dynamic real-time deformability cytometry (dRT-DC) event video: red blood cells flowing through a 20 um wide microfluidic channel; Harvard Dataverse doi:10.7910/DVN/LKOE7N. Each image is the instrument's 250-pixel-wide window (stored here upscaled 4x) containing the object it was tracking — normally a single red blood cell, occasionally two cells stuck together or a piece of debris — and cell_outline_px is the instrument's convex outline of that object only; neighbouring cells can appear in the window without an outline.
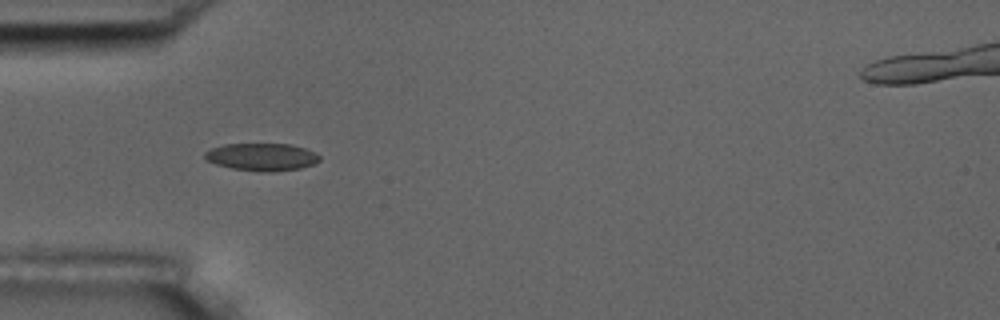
{"species": "common noctule bat (a hibernating species)", "species_latin": "Nyctalus noctula", "temperature_condition": "room temperature", "stored_images_in_passage": 45, "camera_frame_rate_fps": 3000, "um_per_image_px": 0.085, "animal": {"sex": "male", "body_mass_g": 17.5, "forearm_length_mm": 52.3}, "frame": {"image": 1, "passage_image": 7, "time_ms": 2.0, "image_size_px": [1000, 320], "cell_outline_px": [[320, 160], [312, 164], [300, 168], [272, 172], [260, 172], [232, 168], [216, 164], [204, 160], [204, 152], [212, 148], [224, 144], [292, 144], [316, 152], [320, 156]], "centroid_in_image_um": [22.24, 13.34], "position_along_channel_um": 62.8, "area_um2": 18.5}}
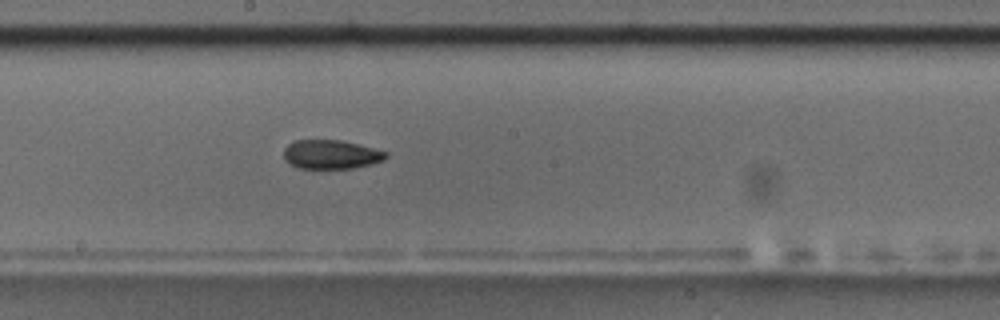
{"frame": {"image": 2, "passage_image": 20, "time_ms": 6.333, "image_size_px": [1000, 320], "cell_outline_px": [[388, 156], [384, 160], [372, 164], [352, 168], [296, 168], [284, 160], [284, 148], [292, 140], [340, 140], [388, 152]], "centroid_in_image_um": [28.11, 13.13], "position_along_channel_um": 220.1, "area_um2": 17.28}, "authors_computed_cell_mechanics": {"area_um2": 18.0336, "velocity_mm_per_s": 3.6708, "shape_relaxation_time_tau1_ms": null, "shape_relaxation_time_tau2_ms": 3.5979, "deformation_change_tau1": null, "deformation_change_tau2": 0.1012}}